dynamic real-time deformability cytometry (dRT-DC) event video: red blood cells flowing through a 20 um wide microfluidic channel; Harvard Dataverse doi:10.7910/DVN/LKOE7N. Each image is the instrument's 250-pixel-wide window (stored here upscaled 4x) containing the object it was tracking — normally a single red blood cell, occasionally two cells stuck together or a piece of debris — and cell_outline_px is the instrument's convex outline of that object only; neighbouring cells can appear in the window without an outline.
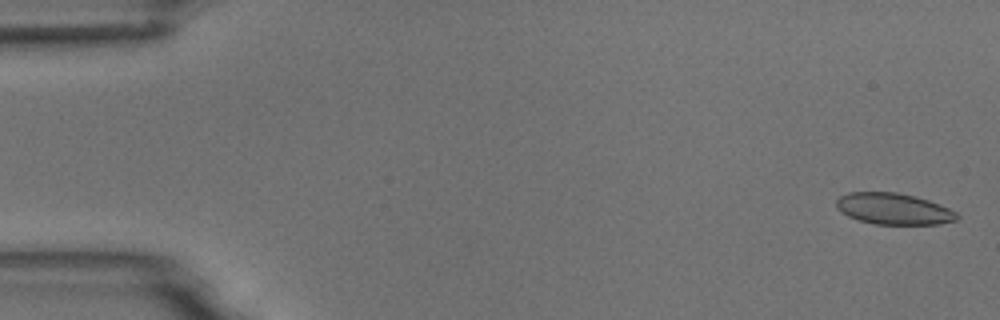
{"species": "common noctule bat (a hibernating species)", "species_latin": "Nyctalus noctula", "temperature_condition": "room temperature", "stored_images_in_passage": 5, "camera_frame_rate_fps": 3000, "um_per_image_px": 0.085, "animal": {"sex": "male", "body_mass_g": 18.8}, "frame": {"image": 1, "passage_image": 1, "time_ms": 0.0, "image_size_px": [1000, 320], "cell_outline_px": [[960, 216], [956, 220], [940, 224], [876, 224], [860, 220], [848, 216], [840, 212], [836, 208], [836, 200], [840, 196], [848, 192], [896, 192], [928, 200], [948, 208], [956, 212]], "centroid_in_image_um": [75.93, 17.75], "position_along_channel_um": 9.1, "area_um2": 21.91}}
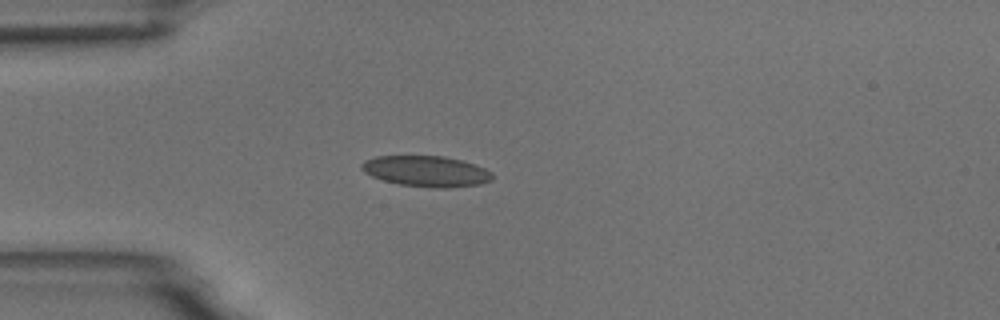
{"frame": {"image": 2, "passage_image": 5, "time_ms": 4.333, "image_size_px": [1000, 320], "cell_outline_px": [[492, 180], [480, 184], [448, 188], [432, 188], [400, 184], [384, 180], [372, 176], [364, 172], [360, 168], [360, 164], [364, 160], [376, 156], [444, 156], [460, 160], [484, 168], [492, 172]], "centroid_in_image_um": [36.21, 14.55], "position_along_channel_um": 48.8, "area_um2": 23.41}}